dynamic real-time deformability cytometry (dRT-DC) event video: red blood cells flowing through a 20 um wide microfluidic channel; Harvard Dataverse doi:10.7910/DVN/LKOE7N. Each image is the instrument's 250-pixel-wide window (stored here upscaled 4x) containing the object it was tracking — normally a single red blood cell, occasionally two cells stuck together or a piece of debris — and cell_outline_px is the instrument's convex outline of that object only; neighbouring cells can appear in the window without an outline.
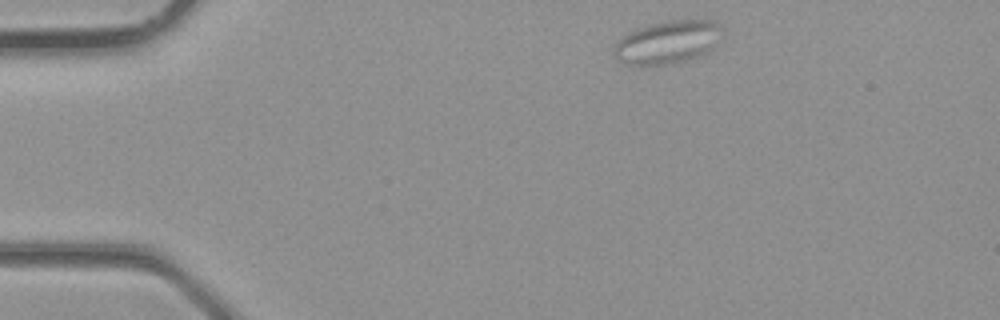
{"species": "common noctule bat (a hibernating species)", "species_latin": "Nyctalus noctula", "temperature_condition": "room temperature", "stored_images_in_passage": 2, "camera_frame_rate_fps": 3000, "um_per_image_px": 0.085, "animal": {"sex": "male", "body_mass_g": 23.1, "forearm_length_mm": 52.7}, "frame": {"image": 1, "passage_image": 1, "time_ms": 0.0, "image_size_px": [1000, 320], "cell_outline_px": [[720, 28], [712, 48], [708, 52], [684, 60], [664, 64], [624, 64], [612, 56], [612, 52], [616, 44], [628, 32], [636, 28], [648, 24], [672, 20], [712, 20], [720, 24]], "centroid_in_image_um": [56.67, 3.57], "position_along_channel_um": 28.3, "area_um2": 26.47}}